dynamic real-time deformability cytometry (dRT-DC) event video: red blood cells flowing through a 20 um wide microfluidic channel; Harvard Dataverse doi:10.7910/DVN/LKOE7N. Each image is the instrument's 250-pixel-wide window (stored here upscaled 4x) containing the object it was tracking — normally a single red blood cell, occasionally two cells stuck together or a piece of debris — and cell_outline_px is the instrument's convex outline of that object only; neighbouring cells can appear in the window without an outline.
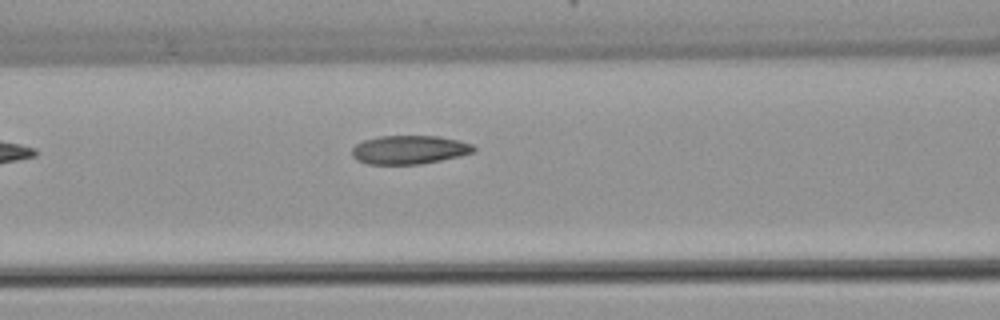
{"species": "common noctule bat (a hibernating species)", "species_latin": "Nyctalus noctula", "temperature_condition": "warm", "stored_images_in_passage": 6, "camera_frame_rate_fps": 3000, "um_per_image_px": 0.085, "animal": {"sex": "female", "body_mass_g": 22.7, "forearm_length_mm": 54.2}, "frame": {"image": 1, "passage_image": 6, "time_ms": 6.0, "image_size_px": [1000, 320], "cell_outline_px": [[476, 152], [460, 156], [420, 164], [368, 164], [356, 160], [352, 156], [352, 148], [356, 144], [364, 140], [380, 136], [440, 136], [460, 140], [472, 144], [476, 148]], "centroid_in_image_um": [34.81, 12.72], "position_along_channel_um": 131.8, "area_um2": 20.46}}